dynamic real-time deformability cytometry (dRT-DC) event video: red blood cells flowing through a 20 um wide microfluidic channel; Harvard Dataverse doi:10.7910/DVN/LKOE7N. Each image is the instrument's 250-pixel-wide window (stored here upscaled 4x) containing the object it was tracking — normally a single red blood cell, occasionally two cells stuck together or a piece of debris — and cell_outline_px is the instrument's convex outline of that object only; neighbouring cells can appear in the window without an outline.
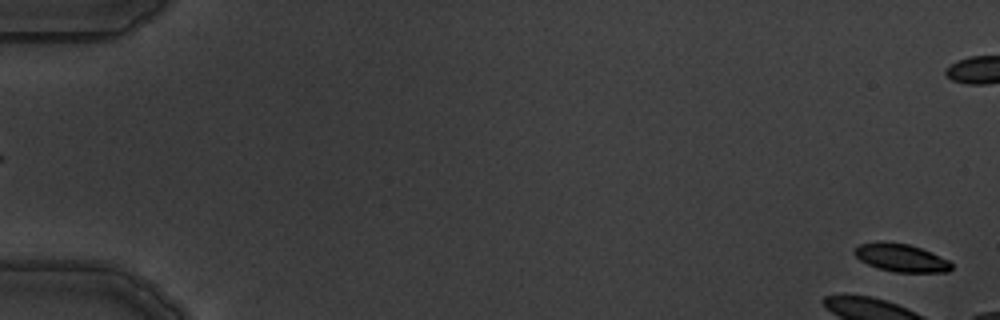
{"species": "common noctule bat (a hibernating species)", "species_latin": "Nyctalus noctula", "temperature_condition": "warm", "stored_images_in_passage": 6, "segment_of_instrument_passage": [2, 2], "camera_frame_rate_fps": 3000, "um_per_image_px": 0.085, "animal": {"sex": "male", "body_mass_g": 19.5, "forearm_length_mm": 54.6}, "frame": {"image": 1, "passage_image": 6, "time_ms": 6.667, "image_size_px": [1000, 320], "cell_outline_px": [[952, 268], [948, 272], [896, 272], [880, 268], [868, 264], [860, 260], [852, 252], [860, 244], [884, 240], [908, 244], [932, 252], [948, 260], [952, 264]], "centroid_in_image_um": [76.59, 21.89], "position_along_channel_um": 8.4, "area_um2": 15.78}}